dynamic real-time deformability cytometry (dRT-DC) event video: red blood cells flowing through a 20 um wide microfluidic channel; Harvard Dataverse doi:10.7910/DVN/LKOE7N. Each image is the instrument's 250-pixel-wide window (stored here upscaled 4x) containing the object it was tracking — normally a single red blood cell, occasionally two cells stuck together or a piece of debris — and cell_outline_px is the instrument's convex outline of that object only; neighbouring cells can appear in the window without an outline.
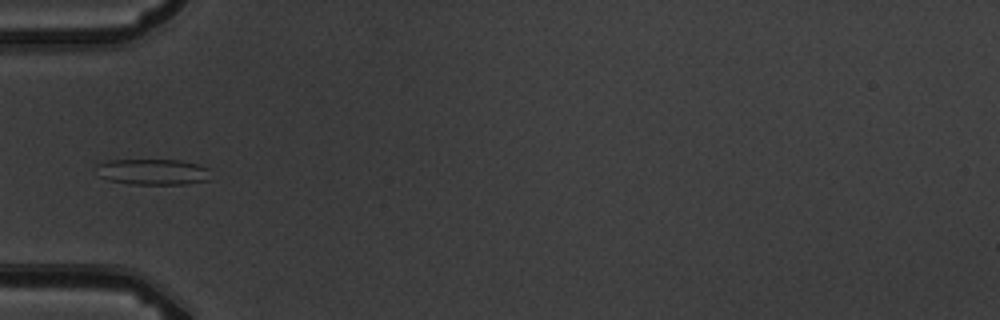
{"species": "common noctule bat (a hibernating species)", "species_latin": "Nyctalus noctula", "temperature_condition": "warm", "stored_images_in_passage": 4, "camera_frame_rate_fps": 3000, "um_per_image_px": 0.085, "animal": {"sex": "male", "body_mass_g": 19.5, "forearm_length_mm": 54.6}, "frame": {"image": 1, "passage_image": 4, "time_ms": 4.333, "image_size_px": [1000, 320], "cell_outline_px": [[212, 180], [184, 184], [132, 184], [108, 180], [100, 176], [96, 164], [108, 160], [180, 160], [196, 164], [208, 168]], "centroid_in_image_um": [13.02, 14.61], "position_along_channel_um": 72.0, "area_um2": 17.28}}